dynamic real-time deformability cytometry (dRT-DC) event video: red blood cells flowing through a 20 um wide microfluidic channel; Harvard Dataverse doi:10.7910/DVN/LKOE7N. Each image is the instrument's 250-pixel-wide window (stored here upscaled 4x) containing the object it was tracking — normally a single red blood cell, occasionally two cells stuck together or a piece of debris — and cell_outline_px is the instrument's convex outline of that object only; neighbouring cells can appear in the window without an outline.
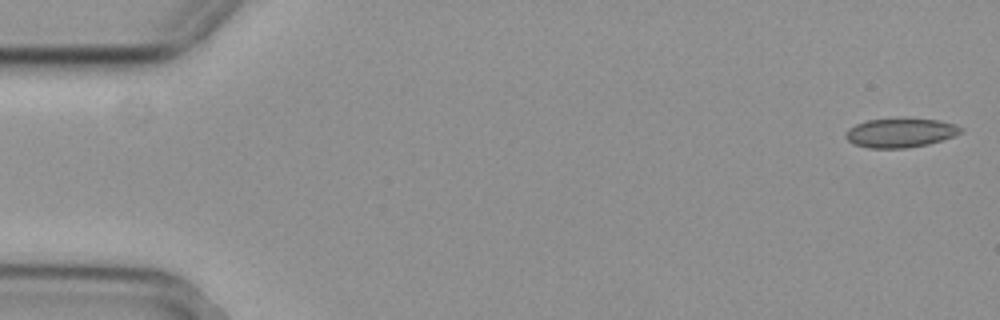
{"species": "common noctule bat (a hibernating species)", "species_latin": "Nyctalus noctula", "temperature_condition": "cold", "stored_images_in_passage": 43, "camera_frame_rate_fps": 3000, "um_per_image_px": 0.085, "animal": {"sex": "female", "body_mass_g": 29.2, "forearm_length_mm": 56.3}, "frame": {"image": 1, "passage_image": 1, "time_ms": 0.0, "image_size_px": [1000, 320], "cell_outline_px": [[964, 132], [928, 144], [904, 148], [868, 148], [852, 144], [844, 136], [844, 132], [848, 128], [856, 124], [868, 120], [940, 120], [956, 124], [964, 128]], "centroid_in_image_um": [76.51, 11.31], "position_along_channel_um": 8.5, "area_um2": 19.25}}
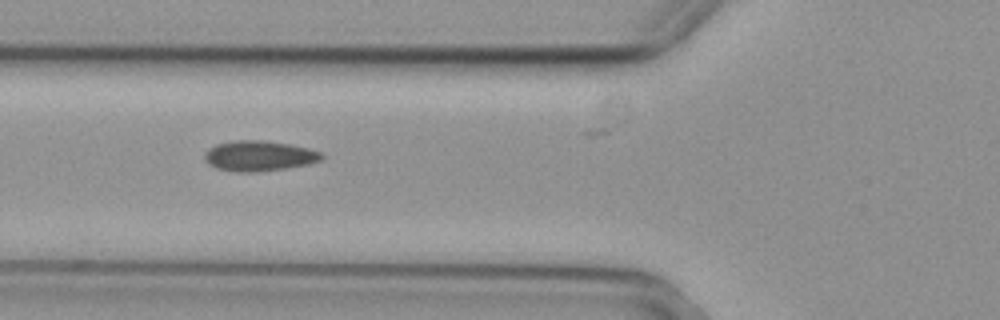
{"frame": {"image": 2, "passage_image": 20, "time_ms": 6.333, "image_size_px": [1000, 320], "cell_outline_px": [[324, 156], [320, 160], [308, 164], [284, 168], [252, 172], [236, 172], [216, 168], [208, 164], [204, 156], [208, 148], [216, 144], [232, 140], [260, 140], [288, 144], [308, 148], [320, 152]], "centroid_in_image_um": [21.98, 13.24], "position_along_channel_um": 103.8, "area_um2": 20.52}}
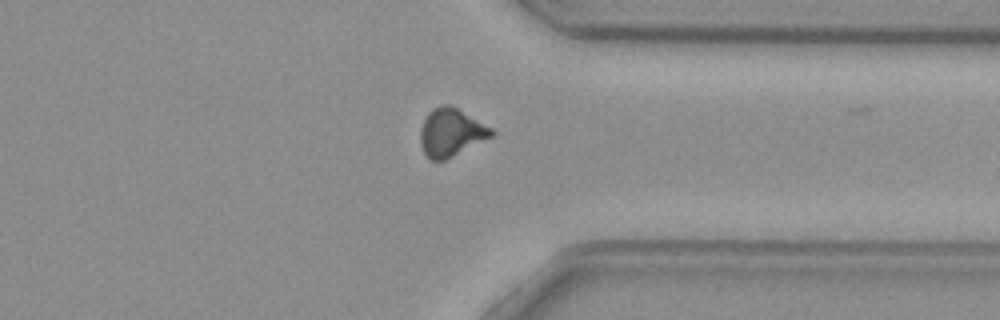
{"frame": {"image": 3, "passage_image": 42, "time_ms": 13.667, "image_size_px": [1000, 320], "cell_outline_px": [[496, 136], [444, 160], [432, 160], [424, 152], [420, 140], [420, 128], [428, 112], [432, 108], [440, 104], [452, 104], [492, 128], [496, 132]], "centroid_in_image_um": [38.38, 11.23], "position_along_channel_um": 373.0, "area_um2": 20.17}}